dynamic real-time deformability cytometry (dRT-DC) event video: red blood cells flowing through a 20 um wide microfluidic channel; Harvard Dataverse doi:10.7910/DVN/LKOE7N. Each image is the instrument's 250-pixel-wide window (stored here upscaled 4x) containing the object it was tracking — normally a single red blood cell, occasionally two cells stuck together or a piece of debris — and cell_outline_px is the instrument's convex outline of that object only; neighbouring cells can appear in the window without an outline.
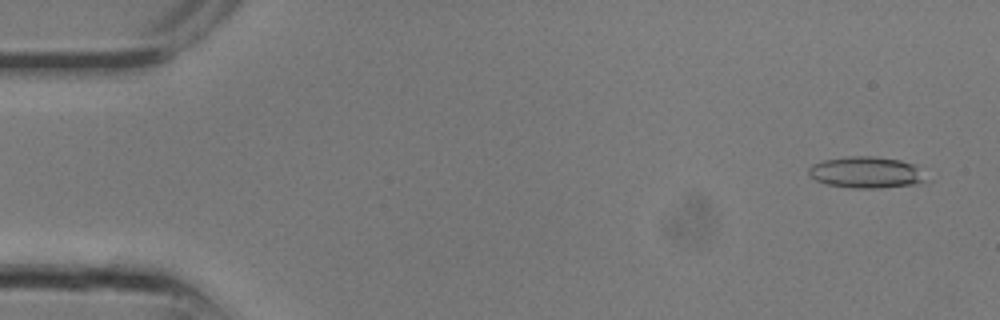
{"species": "common noctule bat (a hibernating species)", "species_latin": "Nyctalus noctula", "temperature_condition": "room temperature", "stored_images_in_passage": 9, "camera_frame_rate_fps": 3000, "um_per_image_px": 0.085, "animal": {"sex": "male", "body_mass_g": 13.3}, "frame": {"image": 1, "passage_image": 2, "time_ms": 0.333, "image_size_px": [1000, 320], "cell_outline_px": [[928, 180], [912, 184], [880, 188], [852, 188], [828, 184], [816, 180], [808, 172], [808, 168], [812, 164], [824, 160], [848, 156], [872, 156], [900, 160], [916, 164]], "centroid_in_image_um": [73.64, 14.64], "position_along_channel_um": 11.4, "area_um2": 21.39}}
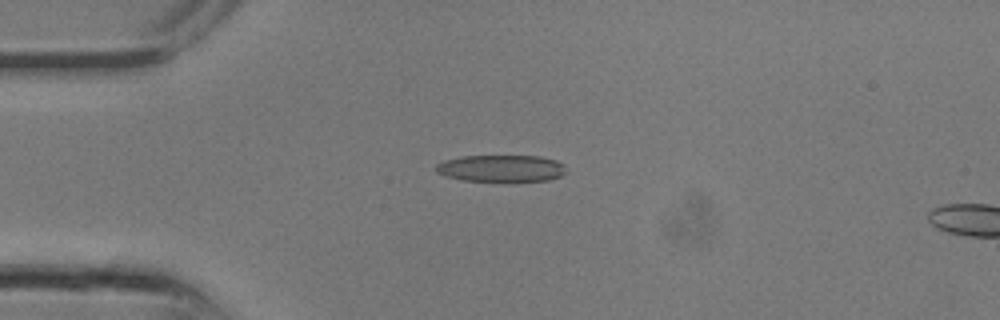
{"frame": {"image": 2, "passage_image": 7, "time_ms": 2.0, "image_size_px": [1000, 320], "cell_outline_px": [[568, 172], [560, 176], [548, 180], [464, 180], [448, 176], [436, 172], [436, 164], [444, 160], [460, 156], [540, 156], [556, 160], [564, 164]], "centroid_in_image_um": [42.64, 14.28], "position_along_channel_um": 42.4, "area_um2": 20.11}}